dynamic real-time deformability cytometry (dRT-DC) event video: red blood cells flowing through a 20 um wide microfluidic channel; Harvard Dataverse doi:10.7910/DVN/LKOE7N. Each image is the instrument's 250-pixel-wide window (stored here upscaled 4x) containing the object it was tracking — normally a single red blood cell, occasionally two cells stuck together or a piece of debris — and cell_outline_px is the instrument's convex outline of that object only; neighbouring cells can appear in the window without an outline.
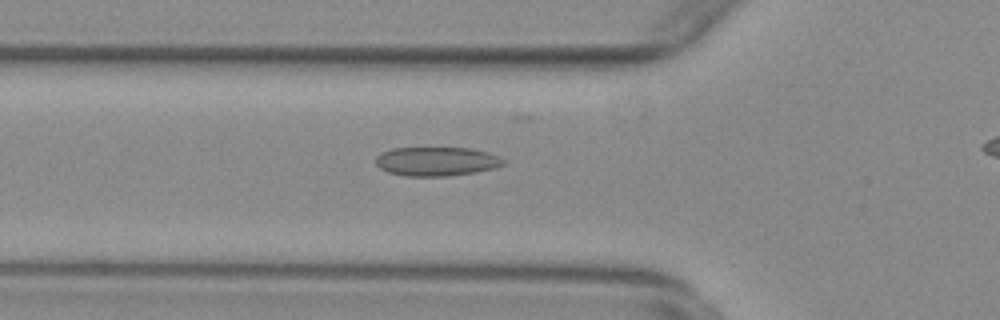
{"species": "common noctule bat (a hibernating species)", "species_latin": "Nyctalus noctula", "temperature_condition": "warm", "stored_images_in_passage": 34, "camera_frame_rate_fps": 3000, "um_per_image_px": 0.085, "animal": {"sex": "female", "body_mass_g": 29.2, "forearm_length_mm": 56.3}, "frame": {"image": 1, "passage_image": 8, "time_ms": 2.333, "image_size_px": [1000, 320], "cell_outline_px": [[508, 160], [504, 164], [496, 168], [476, 172], [448, 176], [404, 176], [388, 172], [380, 168], [376, 164], [376, 156], [380, 152], [392, 148], [472, 148], [488, 152], [500, 156]], "centroid_in_image_um": [37.14, 13.72], "position_along_channel_um": 88.7, "area_um2": 21.91}}
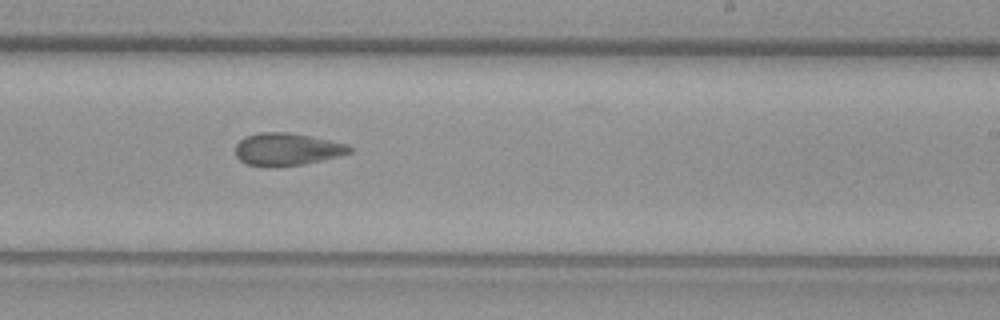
{"frame": {"image": 2, "passage_image": 22, "time_ms": 7.0, "image_size_px": [1000, 320], "cell_outline_px": [[352, 152], [340, 156], [304, 164], [248, 164], [240, 160], [236, 156], [236, 144], [244, 136], [260, 132], [288, 132], [312, 136], [348, 144], [352, 148]], "centroid_in_image_um": [24.44, 12.64], "position_along_channel_um": 264.6, "area_um2": 21.1}}
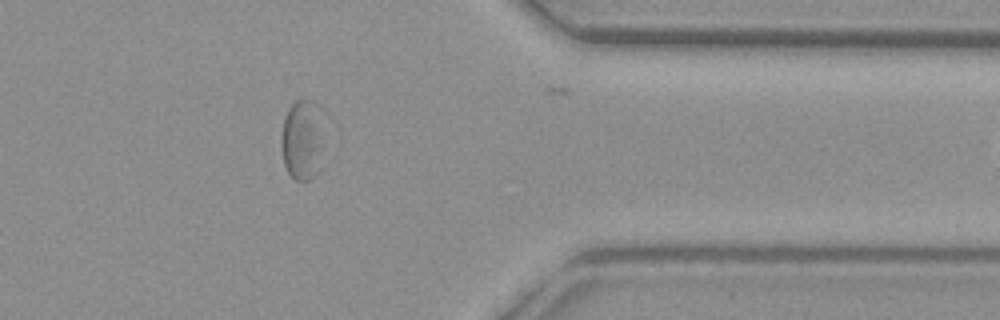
{"frame": {"image": 3, "passage_image": 33, "time_ms": 10.667, "image_size_px": [1000, 320], "cell_outline_px": [[320, 148], [316, 172], [308, 180], [296, 180], [288, 172], [284, 164], [280, 144], [280, 136], [284, 120], [288, 108], [296, 100], [304, 96], [312, 100], [316, 104]], "centroid_in_image_um": [25.57, 11.85], "position_along_channel_um": 385.8, "area_um2": 18.96}}